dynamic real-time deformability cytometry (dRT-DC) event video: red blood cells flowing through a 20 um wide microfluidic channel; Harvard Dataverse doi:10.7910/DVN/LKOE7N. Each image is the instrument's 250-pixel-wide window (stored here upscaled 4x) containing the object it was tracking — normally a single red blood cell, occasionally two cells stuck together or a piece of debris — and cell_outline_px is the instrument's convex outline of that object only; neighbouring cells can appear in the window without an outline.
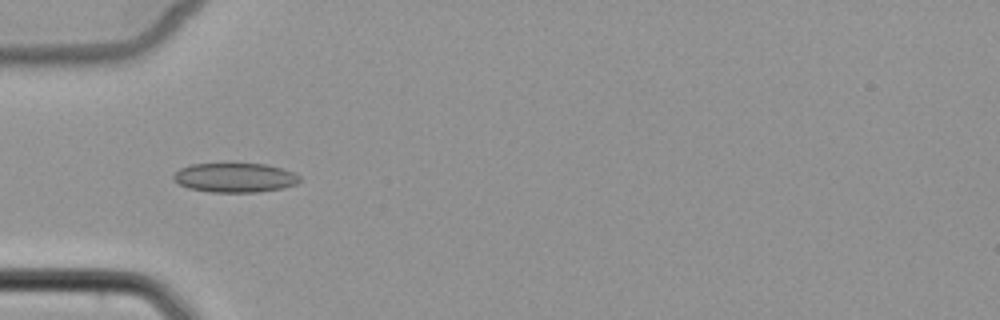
{"species": "common noctule bat (a hibernating species)", "species_latin": "Nyctalus noctula", "temperature_condition": "cold", "stored_images_in_passage": 3, "camera_frame_rate_fps": 3000, "um_per_image_px": 0.085, "animal": {"sex": "female", "body_mass_g": 22.7, "forearm_length_mm": 54.2}, "frame": {"image": 1, "passage_image": 1, "time_ms": 0.0, "image_size_px": [1000, 320], "cell_outline_px": [[300, 180], [296, 184], [284, 188], [256, 192], [208, 192], [188, 188], [172, 180], [172, 176], [180, 168], [192, 164], [228, 160], [264, 164], [280, 168], [292, 172], [300, 176]], "centroid_in_image_um": [19.91, 15.05], "position_along_channel_um": 65.1, "area_um2": 22.54}}
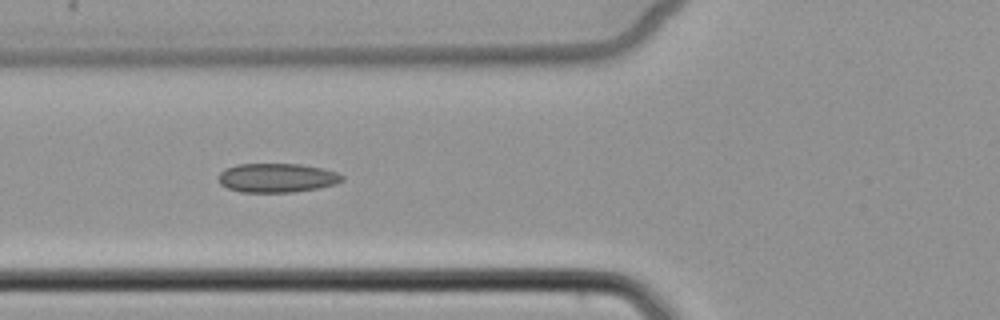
{"frame": {"image": 2, "passage_image": 2, "time_ms": 1.0, "image_size_px": [1000, 320], "cell_outline_px": [[344, 180], [336, 184], [320, 188], [292, 192], [240, 192], [228, 188], [220, 184], [220, 172], [224, 168], [236, 164], [300, 164], [324, 168], [336, 172], [344, 176]], "centroid_in_image_um": [23.57, 15.11], "position_along_channel_um": 102.2, "area_um2": 21.1}}
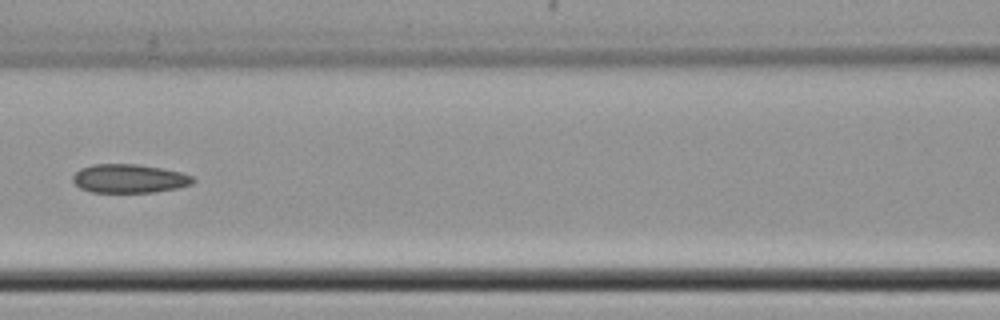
{"frame": {"image": 3, "passage_image": 3, "time_ms": 2.333, "image_size_px": [1000, 320], "cell_outline_px": [[196, 180], [192, 184], [176, 188], [156, 192], [92, 192], [80, 188], [72, 180], [72, 176], [80, 168], [92, 164], [136, 164], [160, 168], [180, 172], [192, 176]], "centroid_in_image_um": [10.97, 15.17], "position_along_channel_um": 155.6, "area_um2": 20.06}}